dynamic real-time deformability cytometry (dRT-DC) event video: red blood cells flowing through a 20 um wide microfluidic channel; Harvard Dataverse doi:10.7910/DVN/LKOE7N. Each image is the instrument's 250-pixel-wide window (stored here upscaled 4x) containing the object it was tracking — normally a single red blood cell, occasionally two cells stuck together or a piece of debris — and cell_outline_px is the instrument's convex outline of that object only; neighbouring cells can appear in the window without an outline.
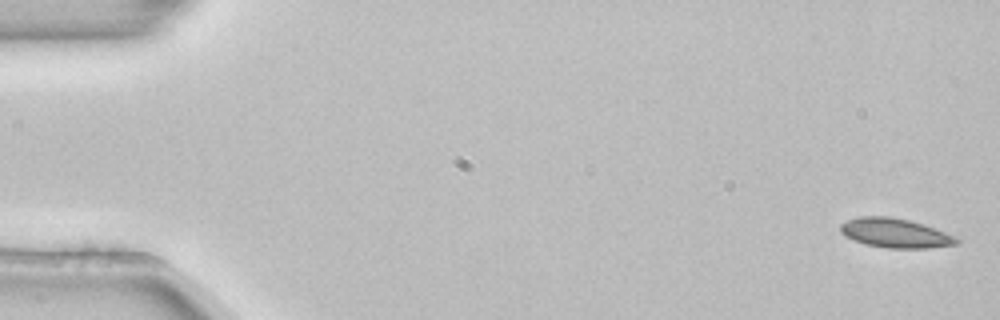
{"species": "common noctule bat (a hibernating species)", "species_latin": "Nyctalus noctula", "temperature_condition": "room temperature", "stored_images_in_passage": 6, "camera_frame_rate_fps": 3000, "um_per_image_px": 0.085, "animal": {"sex": "female", "body_mass_g": 22.7, "forearm_length_mm": 54.2}, "frame": {"image": 1, "passage_image": 1, "time_ms": 0.0, "image_size_px": [1000, 320], "cell_outline_px": [[960, 244], [928, 248], [888, 248], [864, 244], [844, 236], [840, 232], [840, 224], [848, 220], [860, 216], [888, 216], [908, 220], [924, 224], [956, 236], [960, 240]], "centroid_in_image_um": [76.11, 19.81], "position_along_channel_um": 8.9, "area_um2": 20.0}}